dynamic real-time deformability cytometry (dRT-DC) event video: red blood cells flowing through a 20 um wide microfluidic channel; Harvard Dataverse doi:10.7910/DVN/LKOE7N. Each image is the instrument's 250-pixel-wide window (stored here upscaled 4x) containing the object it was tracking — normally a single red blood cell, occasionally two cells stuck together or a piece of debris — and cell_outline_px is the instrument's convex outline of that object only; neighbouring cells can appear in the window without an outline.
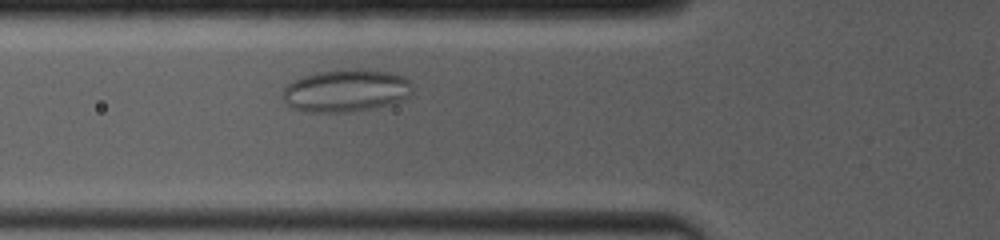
{"species": "common noctule bat (a hibernating species)", "species_latin": "Nyctalus noctula", "temperature_condition": "room temperature", "stored_images_in_passage": 37, "camera_frame_rate_fps": 4000, "um_per_image_px": 0.085, "animal": {"sex": "female", "body_mass_g": 19.0, "forearm_length_mm": 53.3}, "frame": {"image": 1, "passage_image": 12, "time_ms": 2.5, "image_size_px": [1000, 240], "cell_outline_px": [[412, 92], [404, 100], [392, 104], [372, 108], [344, 112], [304, 112], [292, 108], [280, 96], [284, 88], [288, 84], [304, 76], [316, 72], [348, 68], [360, 68], [392, 72], [408, 80], [412, 88]], "centroid_in_image_um": [29.4, 7.69], "position_along_channel_um": 96.4, "area_um2": 32.43}}